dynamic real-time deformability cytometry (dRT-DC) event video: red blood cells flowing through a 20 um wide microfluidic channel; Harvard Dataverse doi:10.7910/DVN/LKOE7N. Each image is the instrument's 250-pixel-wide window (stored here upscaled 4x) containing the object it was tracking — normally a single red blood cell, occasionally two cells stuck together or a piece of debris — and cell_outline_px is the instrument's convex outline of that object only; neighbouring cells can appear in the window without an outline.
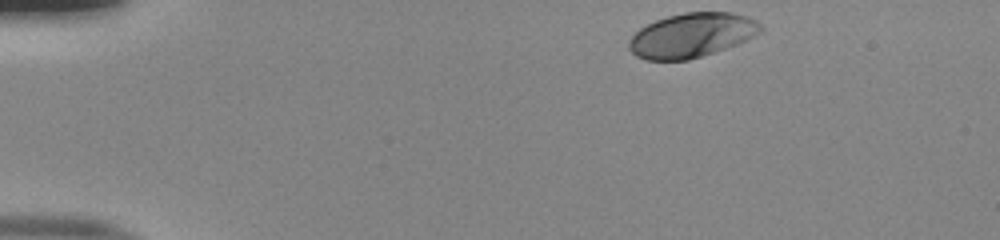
{"species": "human", "species_latin": "Homo sapiens", "temperature_condition": "room temperature", "stored_images_in_passage": 37, "camera_frame_rate_fps": 3000, "um_per_image_px": 0.085, "donor": {"sex": "male"}, "frame": {"image": 1, "passage_image": 1, "time_ms": 0.0, "image_size_px": [1000, 240], "cell_outline_px": [[764, 28], [760, 32], [736, 44], [688, 60], [648, 60], [636, 56], [628, 48], [628, 40], [640, 28], [656, 20], [668, 16], [684, 12], [732, 12], [748, 16], [756, 20]], "centroid_in_image_um": [58.78, 2.98], "position_along_channel_um": 26.2, "area_um2": 33.76}}
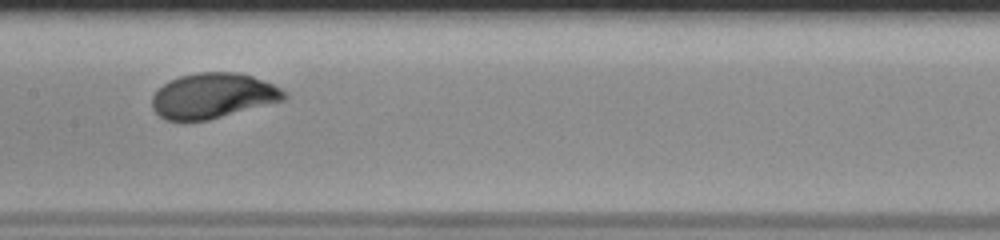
{"frame": {"image": 2, "passage_image": 20, "time_ms": 6.333, "image_size_px": [1000, 240], "cell_outline_px": [[288, 96], [284, 100], [208, 120], [164, 120], [152, 108], [152, 96], [164, 84], [180, 76], [196, 72], [236, 72], [252, 76], [272, 84], [280, 88]], "centroid_in_image_um": [18.09, 8.14], "position_along_channel_um": 189.3, "area_um2": 34.45}}
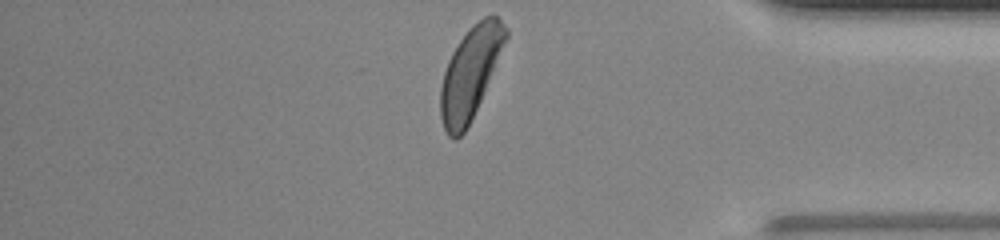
{"frame": {"image": 3, "passage_image": 37, "time_ms": 12.0, "image_size_px": [1000, 240], "cell_outline_px": [[508, 36], [480, 100], [464, 132], [456, 140], [452, 140], [448, 136], [444, 128], [440, 116], [440, 88], [444, 72], [448, 60], [452, 52], [460, 40], [472, 24], [484, 16], [496, 16], [508, 28]], "centroid_in_image_um": [39.95, 6.2], "position_along_channel_um": 395.3, "area_um2": 34.1}, "authors_computed_cell_mechanics": {"area_um2": 34.7956, "velocity_mm_per_s": 3.9875, "shape_relaxation_time_tau1_ms": 2.7265, "shape_relaxation_time_tau2_ms": null, "deformation_change_tau1": 0.1651, "deformation_change_tau2": null}}